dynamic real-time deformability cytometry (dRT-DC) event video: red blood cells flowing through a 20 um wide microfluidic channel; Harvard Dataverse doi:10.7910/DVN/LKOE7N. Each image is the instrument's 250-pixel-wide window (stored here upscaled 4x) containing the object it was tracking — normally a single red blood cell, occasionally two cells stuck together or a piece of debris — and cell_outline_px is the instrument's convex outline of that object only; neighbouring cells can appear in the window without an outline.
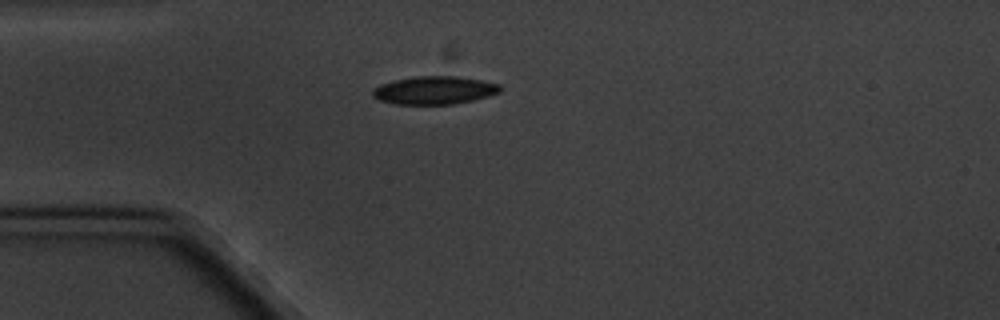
{"species": "common noctule bat (a hibernating species)", "species_latin": "Nyctalus noctula", "temperature_condition": "cold", "stored_images_in_passage": 8, "camera_frame_rate_fps": 3000, "um_per_image_px": 0.085, "animal": {"sex": "male", "body_mass_g": 20.1, "forearm_length_mm": 53.5}, "frame": {"image": 1, "passage_image": 1, "time_ms": 0.0, "image_size_px": [1000, 320], "cell_outline_px": [[500, 92], [488, 96], [472, 100], [452, 104], [396, 104], [380, 100], [372, 96], [372, 92], [380, 84], [392, 80], [416, 76], [460, 76], [500, 84]], "centroid_in_image_um": [36.92, 7.66], "position_along_channel_um": 48.1, "area_um2": 20.75}}
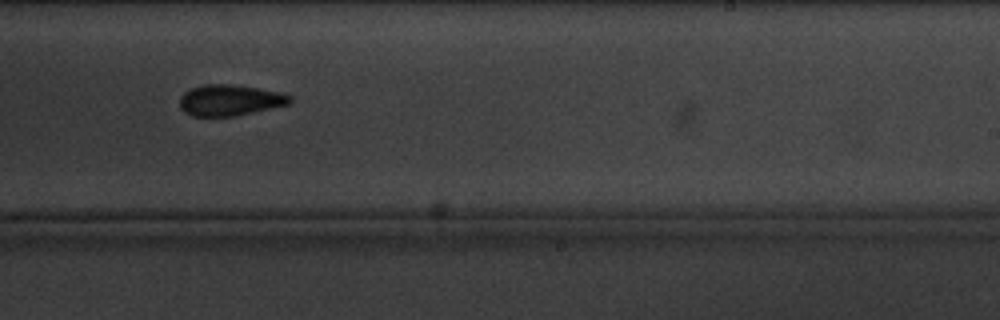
{"frame": {"image": 2, "passage_image": 7, "time_ms": 7.0, "image_size_px": [1000, 320], "cell_outline_px": [[292, 100], [288, 104], [232, 116], [192, 116], [184, 112], [180, 108], [180, 96], [184, 92], [192, 88], [204, 84], [232, 84], [280, 92], [292, 96]], "centroid_in_image_um": [19.5, 8.51], "position_along_channel_um": 269.5, "area_um2": 19.71}}